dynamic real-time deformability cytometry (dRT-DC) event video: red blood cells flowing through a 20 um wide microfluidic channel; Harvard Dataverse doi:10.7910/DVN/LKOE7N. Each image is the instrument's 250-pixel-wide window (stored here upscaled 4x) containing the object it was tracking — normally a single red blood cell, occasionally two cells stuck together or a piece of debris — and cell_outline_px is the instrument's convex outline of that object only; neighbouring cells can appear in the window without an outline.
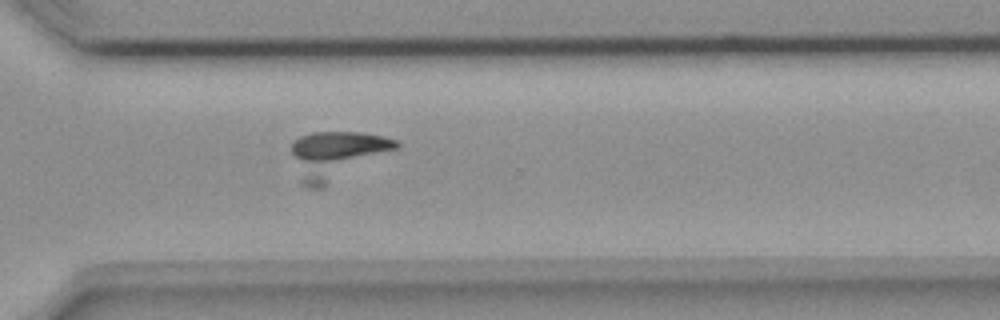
{"species": "common noctule bat (a hibernating species)", "species_latin": "Nyctalus noctula", "temperature_condition": "room temperature", "stored_images_in_passage": 56, "camera_frame_rate_fps": 3000, "um_per_image_px": 0.085, "animal": {"sex": "female", "body_mass_g": 18.4}, "frame": {"image": 1, "passage_image": 41, "time_ms": 13.333, "image_size_px": [1000, 320], "cell_outline_px": [[400, 144], [396, 148], [324, 188], [308, 188], [300, 180], [292, 152], [292, 144], [300, 136], [312, 132], [360, 132], [384, 136], [396, 140]], "centroid_in_image_um": [28.59, 13.18], "position_along_channel_um": 342.0, "area_um2": 28.78}}